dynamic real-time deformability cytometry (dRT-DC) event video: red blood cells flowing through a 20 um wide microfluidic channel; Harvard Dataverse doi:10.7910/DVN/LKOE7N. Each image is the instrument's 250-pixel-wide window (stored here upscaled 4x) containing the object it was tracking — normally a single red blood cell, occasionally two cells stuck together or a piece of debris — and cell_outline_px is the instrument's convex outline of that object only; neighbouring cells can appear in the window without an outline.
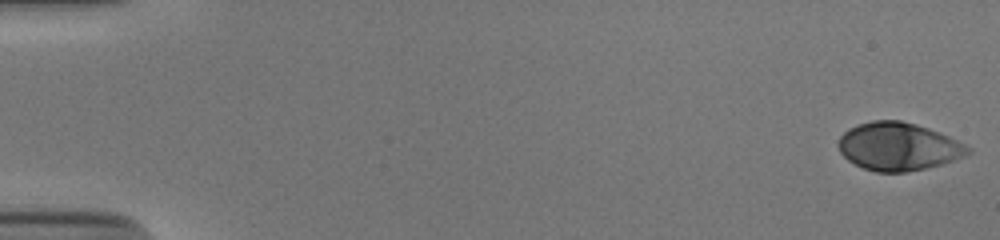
{"species": "human", "species_latin": "Homo sapiens", "temperature_condition": "cold", "stored_images_in_passage": 54, "camera_frame_rate_fps": 3000, "um_per_image_px": 0.085, "donor": {"sex": "male"}, "frame": {"image": 1, "passage_image": 1, "time_ms": 0.0, "image_size_px": [1000, 240], "cell_outline_px": [[972, 152], [964, 156], [940, 164], [924, 168], [904, 172], [876, 172], [864, 168], [848, 160], [840, 152], [836, 144], [840, 136], [848, 128], [872, 120], [900, 120], [916, 124], [928, 128], [948, 136], [972, 148]], "centroid_in_image_um": [76.33, 12.45], "position_along_channel_um": 8.7, "area_um2": 36.01}}
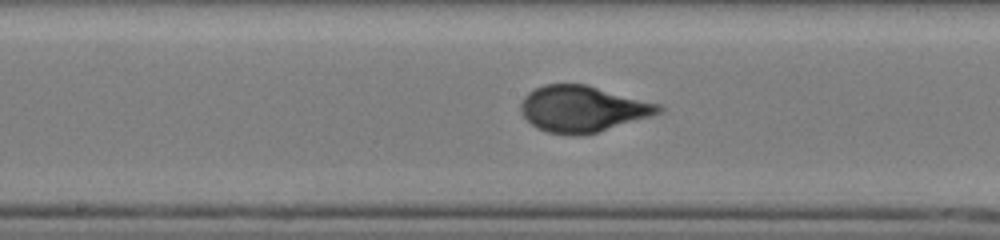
{"frame": {"image": 2, "passage_image": 29, "time_ms": 9.333, "image_size_px": [1000, 240], "cell_outline_px": [[664, 112], [652, 116], [584, 136], [572, 136], [548, 132], [536, 128], [520, 112], [520, 104], [524, 96], [528, 92], [544, 84], [584, 84], [660, 104], [664, 108]], "centroid_in_image_um": [49.52, 9.27], "position_along_channel_um": 198.7, "area_um2": 37.22}}
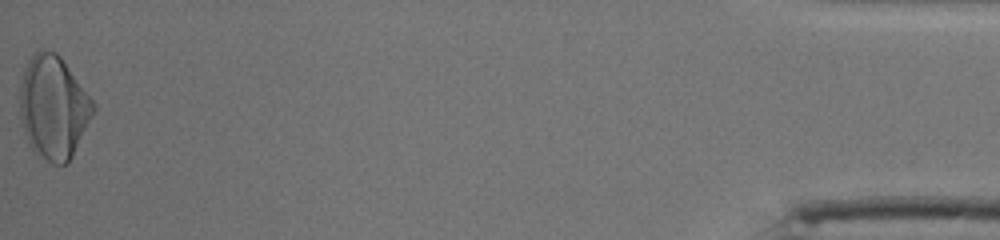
{"frame": {"image": 3, "passage_image": 54, "time_ms": 17.667, "image_size_px": [1000, 240], "cell_outline_px": [[96, 108], [68, 164], [52, 164], [32, 152], [28, 144], [24, 132], [20, 112], [20, 84], [24, 68], [28, 60], [40, 48], [44, 48], [56, 52], [60, 56], [96, 104]], "centroid_in_image_um": [4.53, 9.12], "position_along_channel_um": 430.7, "area_um2": 44.27}, "authors_computed_cell_mechanics": {"area_um2": 36.4718, "velocity_mm_per_s": 3.8493, "shape_relaxation_time_tau1_ms": 4.9711, "shape_relaxation_time_tau2_ms": null, "deformation_change_tau1": 0.2062, "deformation_change_tau2": null}}